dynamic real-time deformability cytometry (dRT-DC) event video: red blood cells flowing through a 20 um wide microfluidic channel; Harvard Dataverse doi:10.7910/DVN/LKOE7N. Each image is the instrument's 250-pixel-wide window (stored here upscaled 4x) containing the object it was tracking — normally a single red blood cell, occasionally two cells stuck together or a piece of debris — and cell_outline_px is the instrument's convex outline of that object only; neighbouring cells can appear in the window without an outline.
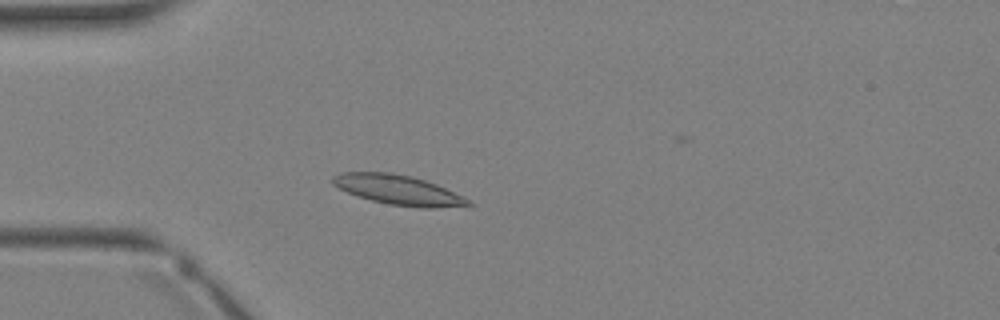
{"species": "Egyptian fruit bat (a non-hibernating species)", "species_latin": "Rousettus aegyptiacus", "temperature_condition": "warm", "stored_images_in_passage": 2, "camera_frame_rate_fps": 3000, "um_per_image_px": 0.085, "animal": {"sex": "female"}, "frame": {"image": 1, "passage_image": 2, "time_ms": 1.0, "image_size_px": [1000, 320], "cell_outline_px": [[472, 204], [432, 208], [420, 208], [388, 204], [356, 196], [332, 184], [332, 176], [340, 172], [392, 172], [412, 176], [436, 184], [464, 196], [472, 200]], "centroid_in_image_um": [33.84, 16.13], "position_along_channel_um": 51.2, "area_um2": 23.47}}